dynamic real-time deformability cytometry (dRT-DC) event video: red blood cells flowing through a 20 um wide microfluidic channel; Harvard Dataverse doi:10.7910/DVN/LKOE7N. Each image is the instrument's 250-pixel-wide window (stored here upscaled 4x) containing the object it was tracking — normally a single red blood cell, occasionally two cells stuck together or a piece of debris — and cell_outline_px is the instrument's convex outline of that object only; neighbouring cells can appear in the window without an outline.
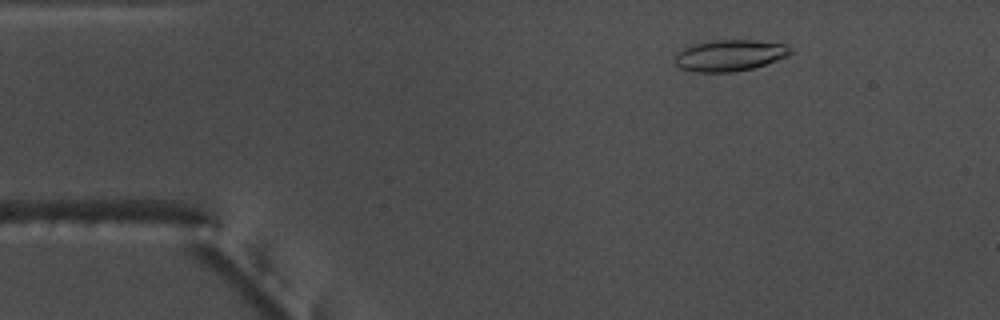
{"species": "common noctule bat (a hibernating species)", "species_latin": "Nyctalus noctula", "temperature_condition": "warm", "stored_images_in_passage": 54, "camera_frame_rate_fps": 3000, "um_per_image_px": 0.085, "animal": {"sex": "male", "body_mass_g": 17.5, "forearm_length_mm": 52.3}, "frame": {"image": 1, "passage_image": 7, "time_ms": 2.0, "image_size_px": [1000, 320], "cell_outline_px": [[792, 52], [788, 56], [752, 68], [732, 72], [696, 72], [680, 68], [676, 64], [676, 52], [692, 44], [716, 40], [756, 40], [788, 44], [792, 48]], "centroid_in_image_um": [62.05, 4.7], "position_along_channel_um": 23.0, "area_um2": 21.1}}
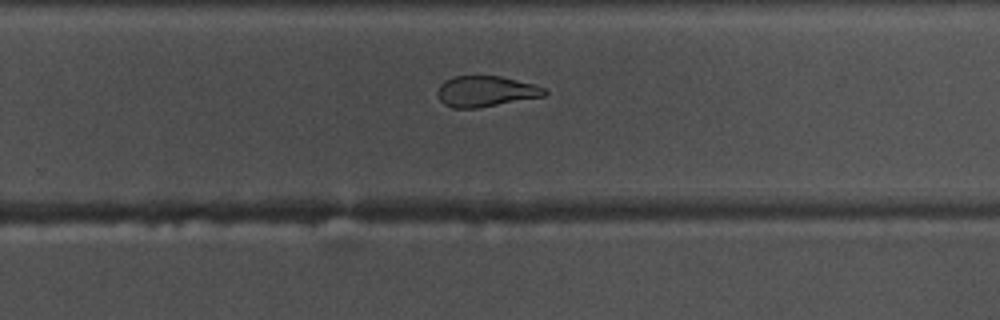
{"frame": {"image": 2, "passage_image": 34, "time_ms": 11.0, "image_size_px": [1000, 320], "cell_outline_px": [[548, 92], [544, 96], [476, 108], [452, 108], [444, 104], [436, 96], [436, 92], [440, 84], [444, 80], [452, 76], [500, 76], [532, 84], [544, 88]], "centroid_in_image_um": [41.22, 7.76], "position_along_channel_um": 288.6, "area_um2": 19.13}}
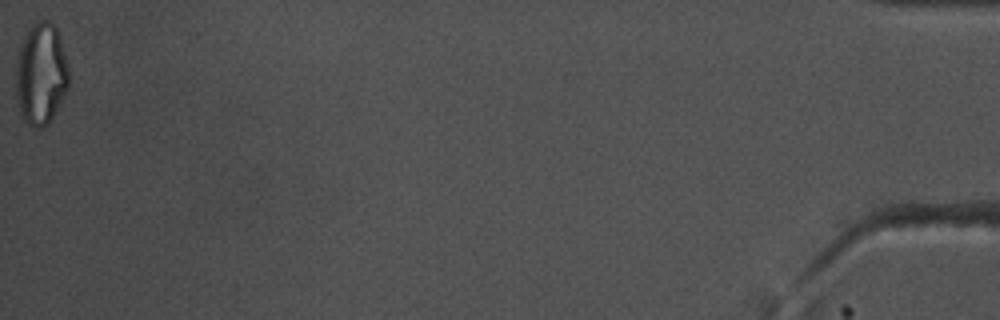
{"frame": {"image": 3, "passage_image": 54, "time_ms": 17.667, "image_size_px": [1000, 320], "cell_outline_px": [[68, 88], [48, 124], [44, 128], [32, 128], [24, 120], [20, 112], [16, 96], [16, 52], [28, 28], [32, 24], [40, 20], [52, 20], [56, 28], [60, 40], [68, 68]], "centroid_in_image_um": [3.45, 6.28], "position_along_channel_um": 431.8, "area_um2": 31.56}, "authors_computed_cell_mechanics": {"area_um2": 21.1548, "velocity_mm_per_s": 3.7342, "shape_relaxation_time_tau1_ms": null, "shape_relaxation_time_tau2_ms": 2.9535, "deformation_change_tau1": null, "deformation_change_tau2": 0.1187}}